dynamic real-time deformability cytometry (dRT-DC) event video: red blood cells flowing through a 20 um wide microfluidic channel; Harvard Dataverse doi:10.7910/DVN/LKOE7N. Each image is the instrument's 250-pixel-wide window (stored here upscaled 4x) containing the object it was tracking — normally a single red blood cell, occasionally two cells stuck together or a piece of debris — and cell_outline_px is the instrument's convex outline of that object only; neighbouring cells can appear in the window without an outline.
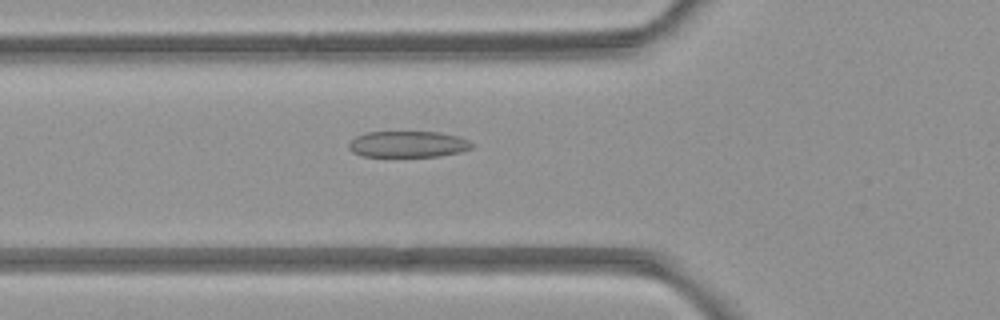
{"species": "common noctule bat (a hibernating species)", "species_latin": "Nyctalus noctula", "temperature_condition": "room temperature", "stored_images_in_passage": 4, "camera_frame_rate_fps": 3000, "um_per_image_px": 0.085, "animal": {"sex": "female", "body_mass_g": 21.9}, "frame": {"image": 1, "passage_image": 4, "time_ms": 3.667, "image_size_px": [1000, 320], "cell_outline_px": [[476, 144], [472, 148], [460, 152], [440, 156], [360, 156], [352, 152], [348, 148], [348, 144], [356, 136], [364, 132], [440, 132], [460, 136]], "centroid_in_image_um": [34.7, 12.25], "position_along_channel_um": 91.1, "area_um2": 19.02}}